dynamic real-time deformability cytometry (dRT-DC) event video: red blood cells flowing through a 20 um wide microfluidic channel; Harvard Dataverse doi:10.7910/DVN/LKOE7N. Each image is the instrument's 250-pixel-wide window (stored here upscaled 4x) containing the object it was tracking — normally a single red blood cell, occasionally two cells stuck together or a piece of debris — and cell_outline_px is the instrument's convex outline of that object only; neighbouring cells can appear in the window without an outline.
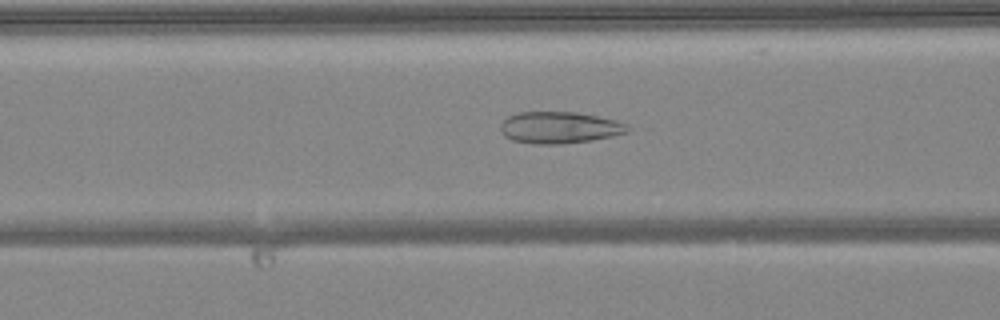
{"species": "common noctule bat (a hibernating species)", "species_latin": "Nyctalus noctula", "temperature_condition": "warm", "stored_images_in_passage": 51, "camera_frame_rate_fps": 3000, "um_per_image_px": 0.085, "animal": {"sex": "female", "body_mass_g": 24.6, "forearm_length_mm": 56.2}, "frame": {"image": 1, "passage_image": 20, "time_ms": 6.333, "image_size_px": [1000, 320], "cell_outline_px": [[632, 128], [628, 132], [612, 136], [592, 140], [560, 144], [532, 144], [512, 140], [504, 136], [500, 128], [500, 124], [508, 116], [516, 112], [576, 112], [616, 120], [628, 124]], "centroid_in_image_um": [47.56, 10.84], "position_along_channel_um": 119.0, "area_um2": 23.64}}
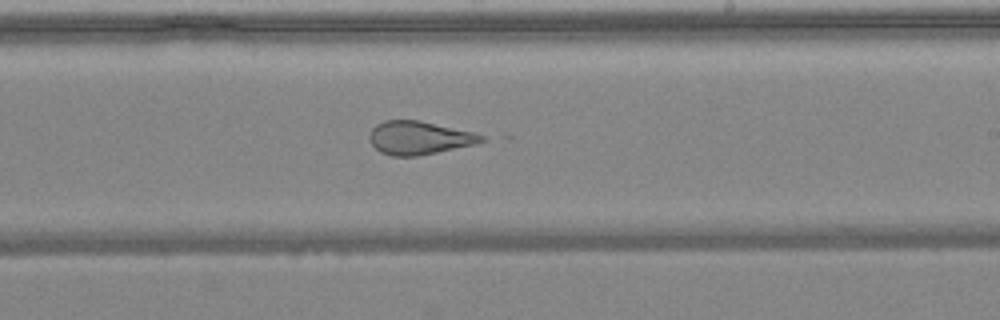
{"frame": {"image": 2, "passage_image": 30, "time_ms": 9.667, "image_size_px": [1000, 320], "cell_outline_px": [[484, 140], [476, 144], [416, 156], [392, 156], [380, 152], [372, 144], [368, 136], [372, 128], [376, 124], [384, 120], [420, 120], [476, 132], [484, 136]], "centroid_in_image_um": [35.62, 11.7], "position_along_channel_um": 253.4, "area_um2": 21.79}}
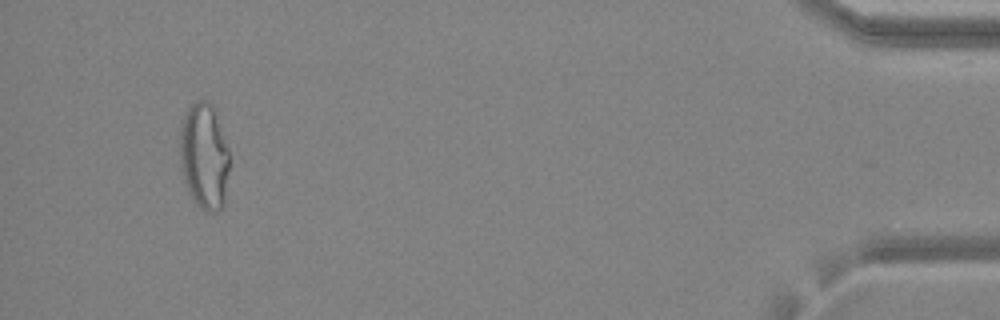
{"frame": {"image": 3, "passage_image": 48, "time_ms": 15.667, "image_size_px": [1000, 320], "cell_outline_px": [[228, 172], [224, 204], [220, 208], [212, 212], [208, 212], [200, 208], [196, 204], [184, 180], [180, 160], [180, 124], [184, 112], [196, 100], [208, 100], [216, 108], [228, 148]], "centroid_in_image_um": [17.35, 13.2], "position_along_channel_um": 417.8, "area_um2": 30.92}, "authors_computed_cell_mechanics": {"area_um2": 27.8018, "velocity_mm_per_s": 4.0268, "shape_relaxation_time_tau1_ms": null, "shape_relaxation_time_tau2_ms": 1.1109, "deformation_change_tau1": null, "deformation_change_tau2": 0.0987}}